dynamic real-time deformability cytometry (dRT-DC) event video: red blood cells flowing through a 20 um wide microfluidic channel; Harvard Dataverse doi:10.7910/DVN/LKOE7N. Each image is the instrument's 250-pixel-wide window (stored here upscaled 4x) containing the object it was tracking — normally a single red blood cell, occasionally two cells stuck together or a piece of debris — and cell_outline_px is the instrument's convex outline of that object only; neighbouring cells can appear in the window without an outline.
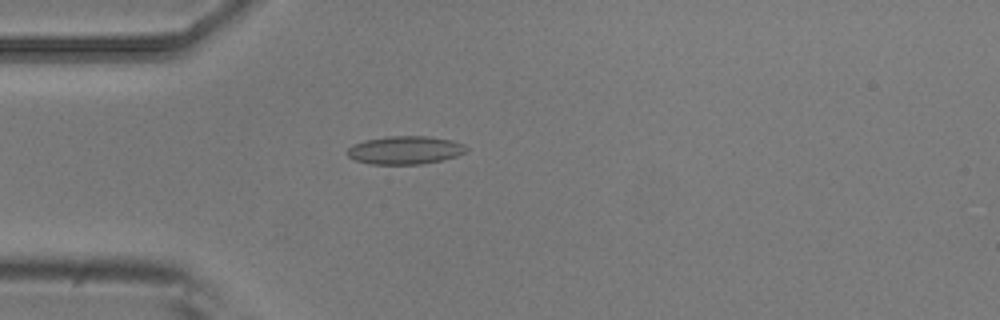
{"species": "common noctule bat (a hibernating species)", "species_latin": "Nyctalus noctula", "temperature_condition": "room temperature", "stored_images_in_passage": 3, "camera_frame_rate_fps": 3000, "um_per_image_px": 0.085, "animal": {"sex": "male", "body_mass_g": 20.5, "forearm_length_mm": 52.5}, "frame": {"image": 1, "passage_image": 3, "time_ms": 0.667, "image_size_px": [1000, 320], "cell_outline_px": [[468, 148], [464, 152], [456, 156], [444, 160], [420, 164], [372, 164], [356, 160], [348, 156], [348, 148], [352, 144], [364, 140], [388, 136], [428, 136], [452, 140], [464, 144]], "centroid_in_image_um": [34.44, 12.75], "position_along_channel_um": 50.6, "area_um2": 19.54}}